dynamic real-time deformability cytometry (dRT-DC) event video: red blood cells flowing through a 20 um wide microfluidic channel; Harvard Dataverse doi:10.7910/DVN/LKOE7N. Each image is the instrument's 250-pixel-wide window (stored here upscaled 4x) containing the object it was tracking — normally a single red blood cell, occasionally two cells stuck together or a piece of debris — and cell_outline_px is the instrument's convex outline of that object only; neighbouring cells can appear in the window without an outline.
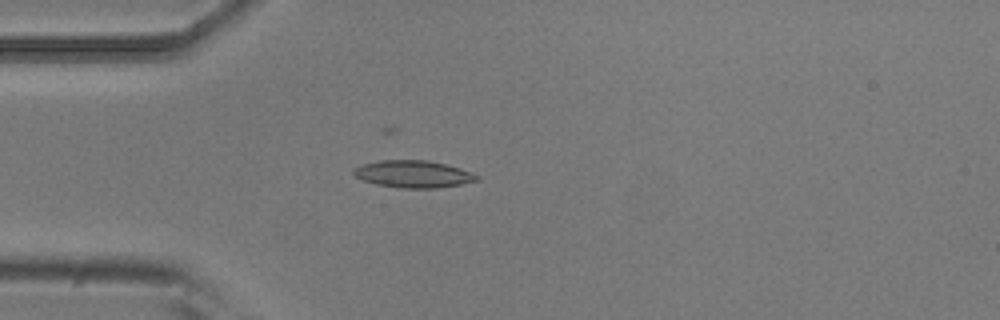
{"species": "common noctule bat (a hibernating species)", "species_latin": "Nyctalus noctula", "temperature_condition": "room temperature", "stored_images_in_passage": 5, "camera_frame_rate_fps": 3000, "um_per_image_px": 0.085, "animal": {"sex": "male", "body_mass_g": 20.5, "forearm_length_mm": 52.5}, "frame": {"image": 1, "passage_image": 5, "time_ms": 1.333, "image_size_px": [1000, 320], "cell_outline_px": [[480, 180], [460, 184], [436, 188], [400, 188], [376, 184], [364, 180], [356, 176], [352, 172], [360, 164], [380, 160], [428, 160], [460, 168], [472, 172], [480, 176]], "centroid_in_image_um": [35.15, 14.79], "position_along_channel_um": 49.9, "area_um2": 19.48}}